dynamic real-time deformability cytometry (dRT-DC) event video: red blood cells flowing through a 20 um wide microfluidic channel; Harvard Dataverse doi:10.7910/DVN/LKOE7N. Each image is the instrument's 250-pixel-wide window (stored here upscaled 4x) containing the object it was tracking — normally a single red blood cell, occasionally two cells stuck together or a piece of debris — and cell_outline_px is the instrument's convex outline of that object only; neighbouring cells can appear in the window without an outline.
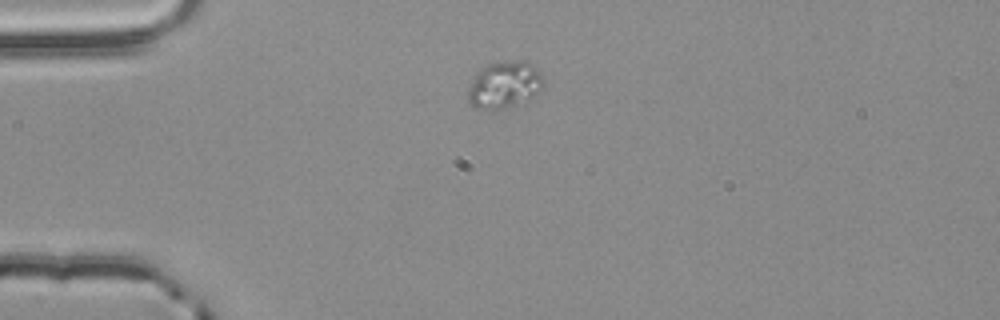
{"species": "common noctule bat (a hibernating species)", "species_latin": "Nyctalus noctula", "temperature_condition": "room temperature", "stored_images_in_passage": 1, "camera_frame_rate_fps": 3000, "um_per_image_px": 0.085, "animal": {"sex": "male", "body_mass_g": 20.4}, "frame": {"image": 1, "passage_image": 1, "time_ms": 0.0, "image_size_px": [1000, 320], "cell_outline_px": [[544, 88], [512, 104], [500, 108], [476, 108], [468, 100], [468, 92], [476, 72], [484, 64], [516, 60], [524, 60], [532, 64], [540, 72], [544, 80]], "centroid_in_image_um": [42.86, 7.13], "position_along_channel_um": 42.1, "area_um2": 19.94}}